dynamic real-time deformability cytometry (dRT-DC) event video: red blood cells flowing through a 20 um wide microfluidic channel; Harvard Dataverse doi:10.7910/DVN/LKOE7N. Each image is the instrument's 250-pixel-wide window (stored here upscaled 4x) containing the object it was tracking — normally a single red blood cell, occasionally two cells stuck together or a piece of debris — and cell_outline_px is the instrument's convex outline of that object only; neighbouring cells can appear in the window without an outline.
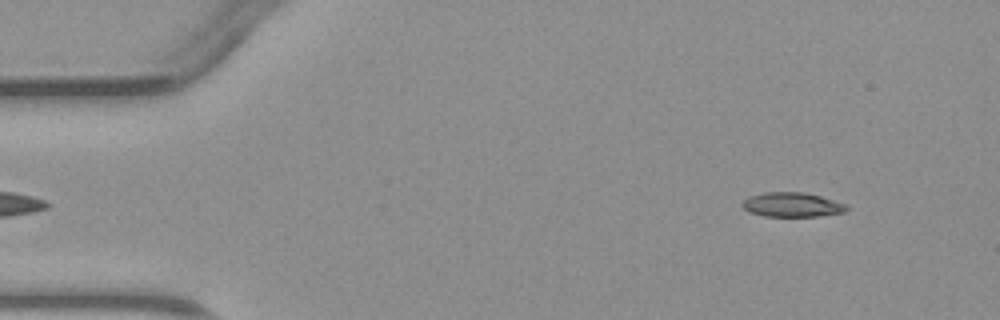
{"species": "common noctule bat (a hibernating species)", "species_latin": "Nyctalus noctula", "temperature_condition": "warm", "stored_images_in_passage": 4, "camera_frame_rate_fps": 3000, "um_per_image_px": 0.085, "animal": {"sex": "male", "body_mass_g": 23.1, "forearm_length_mm": 52.7}, "frame": {"image": 1, "passage_image": 1, "time_ms": 0.0, "image_size_px": [1000, 320], "cell_outline_px": [[848, 208], [844, 212], [820, 216], [764, 216], [748, 212], [740, 204], [744, 200], [752, 196], [764, 192], [804, 192], [820, 196], [848, 204]], "centroid_in_image_um": [67.34, 17.4], "position_along_channel_um": 17.7, "area_um2": 14.85}}
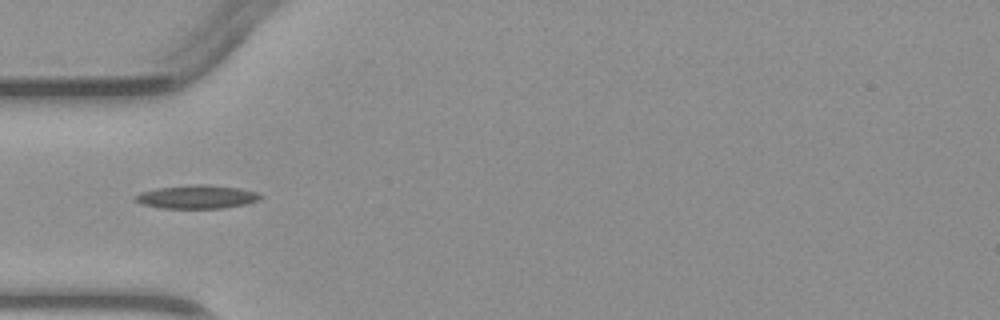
{"frame": {"image": 2, "passage_image": 4, "time_ms": 3.333, "image_size_px": [1000, 320], "cell_outline_px": [[264, 196], [260, 200], [244, 204], [224, 208], [164, 208], [140, 204], [136, 200], [136, 196], [140, 192], [156, 188], [192, 184], [208, 184], [240, 188], [256, 192]], "centroid_in_image_um": [16.76, 16.72], "position_along_channel_um": 68.2, "area_um2": 17.17}}